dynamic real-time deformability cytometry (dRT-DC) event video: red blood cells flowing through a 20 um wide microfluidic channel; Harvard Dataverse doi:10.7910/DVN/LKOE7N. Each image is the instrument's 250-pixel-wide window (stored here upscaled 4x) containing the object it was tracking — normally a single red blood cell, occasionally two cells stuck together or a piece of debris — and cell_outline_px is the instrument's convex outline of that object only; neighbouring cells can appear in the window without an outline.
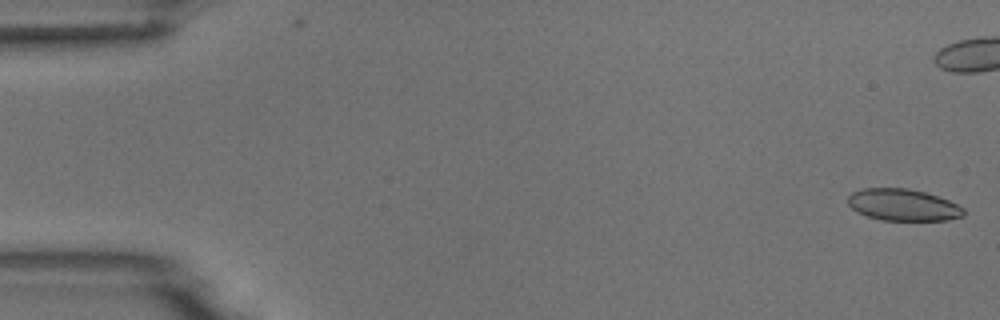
{"species": "common noctule bat (a hibernating species)", "species_latin": "Nyctalus noctula", "temperature_condition": "room temperature", "stored_images_in_passage": 6, "camera_frame_rate_fps": 3000, "um_per_image_px": 0.085, "animal": {"sex": "male", "body_mass_g": 18.8}, "frame": {"image": 1, "passage_image": 1, "time_ms": 0.0, "image_size_px": [1000, 320], "cell_outline_px": [[964, 216], [944, 220], [880, 220], [856, 212], [848, 204], [848, 196], [852, 192], [864, 188], [908, 188], [924, 192], [948, 200], [964, 208]], "centroid_in_image_um": [76.73, 17.41], "position_along_channel_um": 8.3, "area_um2": 21.33}}
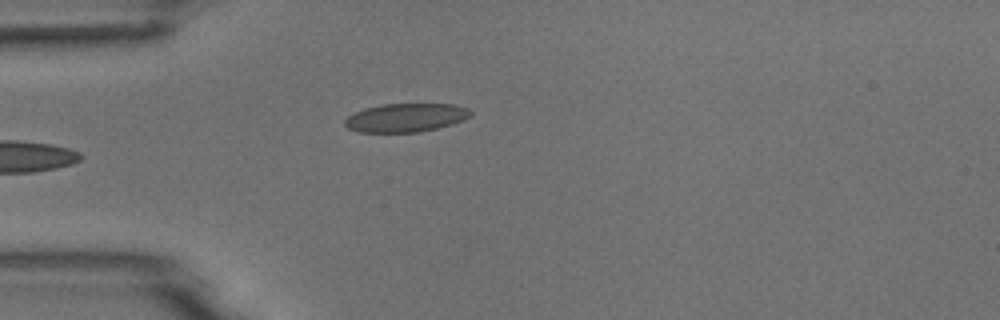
{"frame": {"image": 2, "passage_image": 5, "time_ms": 5.667, "image_size_px": [1000, 320], "cell_outline_px": [[472, 116], [464, 120], [452, 124], [420, 132], [360, 132], [348, 128], [344, 124], [344, 120], [348, 116], [364, 108], [380, 104], [456, 104], [468, 108], [472, 112]], "centroid_in_image_um": [34.52, 9.99], "position_along_channel_um": 50.5, "area_um2": 21.04}}